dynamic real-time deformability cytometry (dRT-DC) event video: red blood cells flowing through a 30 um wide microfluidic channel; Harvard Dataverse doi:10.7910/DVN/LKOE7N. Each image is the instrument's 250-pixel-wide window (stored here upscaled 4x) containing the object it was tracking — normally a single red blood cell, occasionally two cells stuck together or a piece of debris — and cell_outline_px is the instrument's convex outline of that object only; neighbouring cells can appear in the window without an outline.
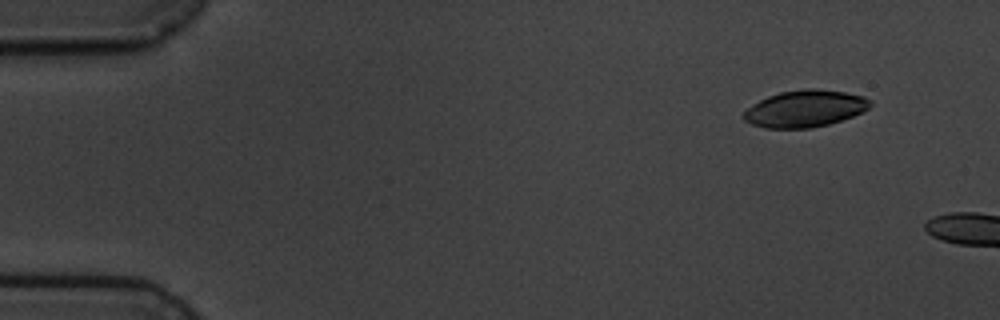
{"species": "common noctule bat (a hibernating species)", "species_latin": "Nyctalus noctula", "temperature_condition": "cold", "stored_images_in_passage": 4, "camera_frame_rate_fps": 3000, "um_per_image_px": 0.085, "animal": {"sex": "male", "body_mass_g": 19.5, "forearm_length_mm": 54.6}, "frame": {"image": 1, "passage_image": 2, "time_ms": 1.333, "image_size_px": [1000, 320], "cell_outline_px": [[872, 104], [868, 108], [852, 116], [828, 124], [812, 128], [764, 128], [752, 124], [744, 120], [744, 112], [748, 108], [760, 100], [768, 96], [780, 92], [804, 88], [816, 88], [844, 92], [864, 96], [872, 100]], "centroid_in_image_um": [68.43, 9.22], "position_along_channel_um": 16.6, "area_um2": 27.05}}